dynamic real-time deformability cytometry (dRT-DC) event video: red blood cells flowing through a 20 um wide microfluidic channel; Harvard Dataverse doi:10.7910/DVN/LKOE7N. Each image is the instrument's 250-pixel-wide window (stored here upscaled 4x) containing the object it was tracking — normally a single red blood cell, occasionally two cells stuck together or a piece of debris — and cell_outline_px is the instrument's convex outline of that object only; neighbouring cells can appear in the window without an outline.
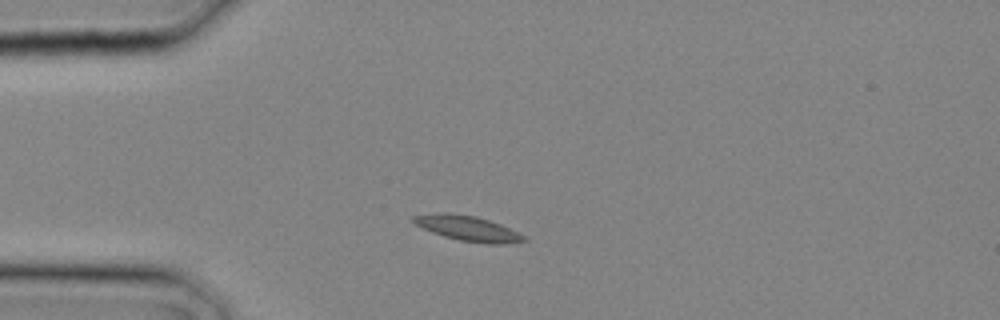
{"species": "common noctule bat (a hibernating species)", "species_latin": "Nyctalus noctula", "temperature_condition": "cold", "stored_images_in_passage": 3, "camera_frame_rate_fps": 3000, "um_per_image_px": 0.085, "animal": {"sex": "male", "body_mass_g": 20.4}, "frame": {"image": 1, "passage_image": 3, "time_ms": 0.667, "image_size_px": [1000, 320], "cell_outline_px": [[528, 240], [504, 244], [484, 244], [460, 240], [444, 236], [432, 232], [416, 224], [412, 220], [412, 216], [436, 212], [444, 212], [476, 216], [500, 224], [524, 236]], "centroid_in_image_um": [39.74, 19.41], "position_along_channel_um": 45.3, "area_um2": 16.01}}